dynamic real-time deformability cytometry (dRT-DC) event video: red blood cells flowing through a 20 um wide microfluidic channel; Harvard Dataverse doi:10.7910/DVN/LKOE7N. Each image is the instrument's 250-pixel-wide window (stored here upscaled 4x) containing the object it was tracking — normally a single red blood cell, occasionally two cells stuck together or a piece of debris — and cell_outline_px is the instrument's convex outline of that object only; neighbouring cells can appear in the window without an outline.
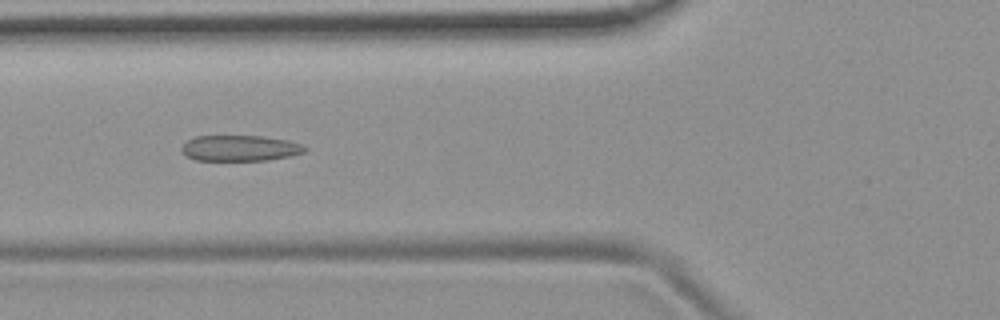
{"species": "common noctule bat (a hibernating species)", "species_latin": "Nyctalus noctula", "temperature_condition": "room temperature", "stored_images_in_passage": 53, "camera_frame_rate_fps": 3000, "um_per_image_px": 0.085, "animal": {"sex": "female", "body_mass_g": 19.9}, "frame": {"image": 1, "passage_image": 19, "time_ms": 6.0, "image_size_px": [1000, 320], "cell_outline_px": [[308, 148], [304, 152], [292, 156], [268, 160], [196, 160], [180, 152], [180, 148], [188, 140], [196, 136], [260, 136], [288, 140], [304, 144]], "centroid_in_image_um": [20.43, 12.59], "position_along_channel_um": 105.4, "area_um2": 18.61}}
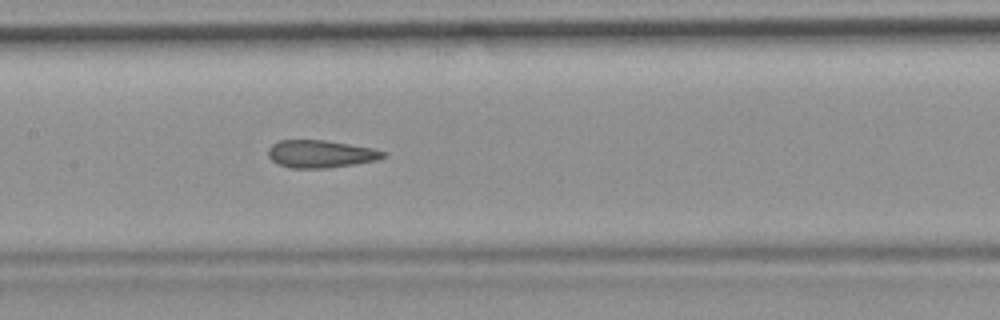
{"frame": {"image": 2, "passage_image": 25, "time_ms": 8.0, "image_size_px": [1000, 320], "cell_outline_px": [[388, 156], [376, 160], [352, 164], [324, 168], [292, 168], [276, 164], [268, 156], [268, 148], [272, 144], [280, 140], [324, 140], [376, 148], [384, 152]], "centroid_in_image_um": [27.24, 13.08], "position_along_channel_um": 180.2, "area_um2": 18.5}}
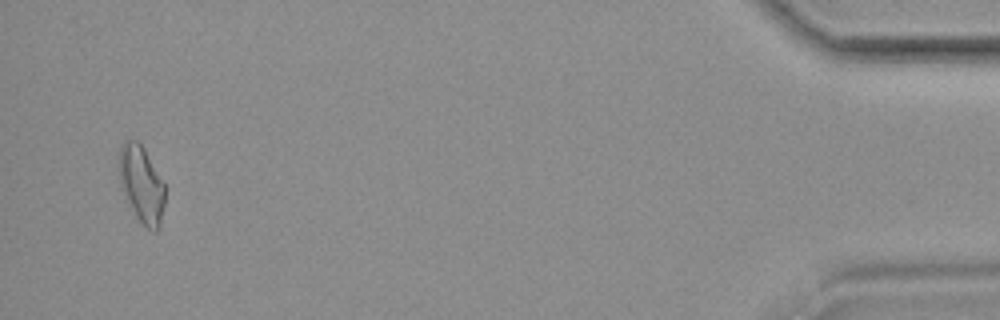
{"frame": {"image": 3, "passage_image": 51, "time_ms": 16.667, "image_size_px": [1000, 320], "cell_outline_px": [[164, 204], [160, 228], [156, 232], [152, 232], [136, 216], [120, 188], [120, 148], [124, 140], [136, 140], [144, 148], [164, 184]], "centroid_in_image_um": [12.04, 15.69], "position_along_channel_um": 423.2, "area_um2": 20.23}, "authors_computed_cell_mechanics": {"area_um2": 19.5364, "velocity_mm_per_s": 3.7241, "shape_relaxation_time_tau1_ms": null, "shape_relaxation_time_tau2_ms": 1.9652, "deformation_change_tau1": null, "deformation_change_tau2": 0.0866}}